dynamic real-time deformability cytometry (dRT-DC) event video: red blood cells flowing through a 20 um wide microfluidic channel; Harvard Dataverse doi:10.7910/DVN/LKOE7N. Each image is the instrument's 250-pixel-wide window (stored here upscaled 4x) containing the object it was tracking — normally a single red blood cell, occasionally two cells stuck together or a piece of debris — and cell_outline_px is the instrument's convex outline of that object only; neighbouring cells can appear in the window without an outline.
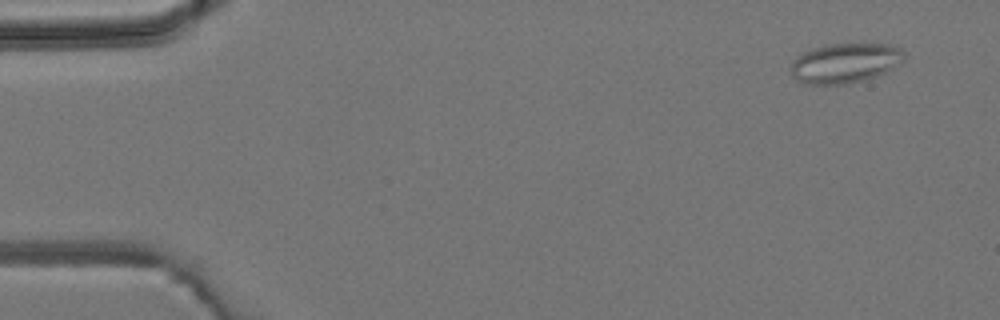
{"species": "common noctule bat (a hibernating species)", "species_latin": "Nyctalus noctula", "temperature_condition": "room temperature", "stored_images_in_passage": 6, "camera_frame_rate_fps": 3000, "um_per_image_px": 0.085, "animal": {"sex": "male", "body_mass_g": 19.2, "forearm_length_mm": 51.8}, "frame": {"image": 1, "passage_image": 1, "time_ms": 0.0, "image_size_px": [1000, 320], "cell_outline_px": [[904, 60], [900, 64], [876, 76], [864, 80], [848, 84], [804, 84], [796, 80], [792, 76], [792, 60], [804, 52], [812, 48], [824, 44], [888, 44], [900, 48], [904, 52]], "centroid_in_image_um": [71.82, 5.36], "position_along_channel_um": 13.2, "area_um2": 26.36}}
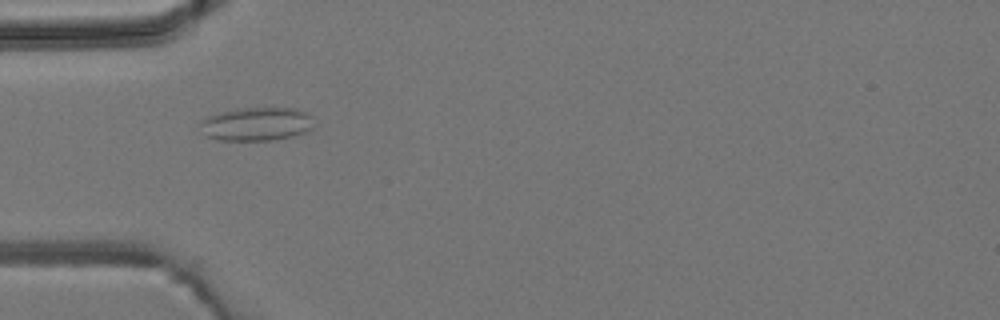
{"frame": {"image": 2, "passage_image": 4, "time_ms": 4.0, "image_size_px": [1000, 320], "cell_outline_px": [[312, 128], [304, 132], [292, 136], [272, 140], [220, 140], [204, 136], [200, 124], [200, 120], [208, 116], [220, 112], [236, 108], [292, 108], [308, 112]], "centroid_in_image_um": [21.74, 10.54], "position_along_channel_um": 63.3, "area_um2": 22.08}}
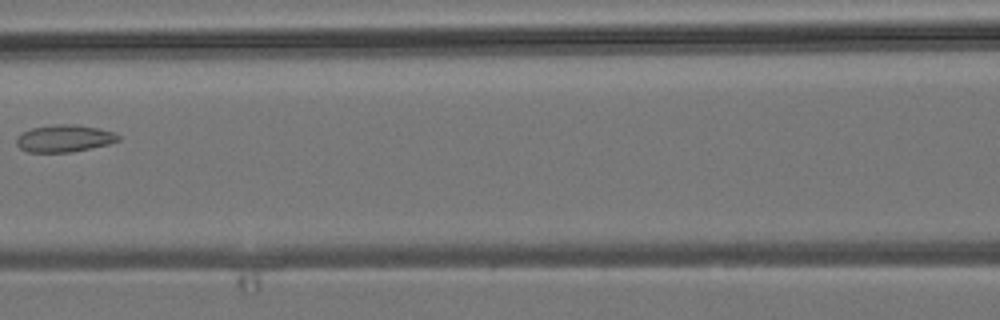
{"frame": {"image": 3, "passage_image": 6, "time_ms": 6.333, "image_size_px": [1000, 320], "cell_outline_px": [[120, 140], [108, 144], [72, 152], [28, 152], [20, 148], [16, 144], [16, 136], [32, 128], [56, 124], [76, 124], [100, 128], [112, 132], [120, 136]], "centroid_in_image_um": [5.46, 11.76], "position_along_channel_um": 161.1, "area_um2": 16.13}}